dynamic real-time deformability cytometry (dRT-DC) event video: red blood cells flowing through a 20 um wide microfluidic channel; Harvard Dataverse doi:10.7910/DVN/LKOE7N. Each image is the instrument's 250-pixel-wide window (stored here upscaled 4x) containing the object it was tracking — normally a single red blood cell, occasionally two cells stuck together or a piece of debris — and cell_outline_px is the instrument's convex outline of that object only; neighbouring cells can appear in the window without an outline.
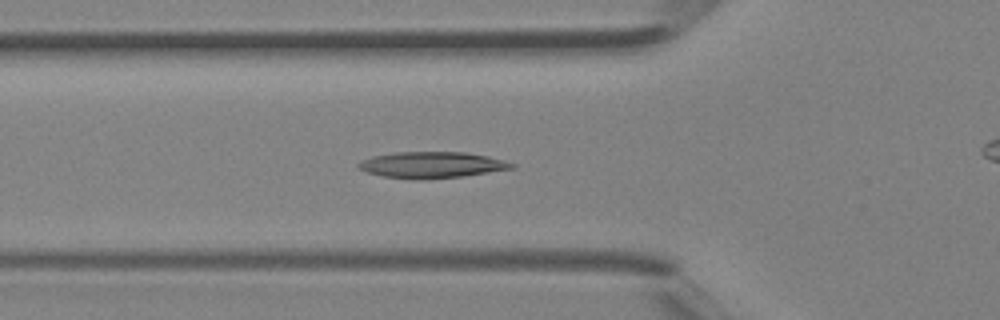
{"species": "Egyptian fruit bat (a non-hibernating species)", "species_latin": "Rousettus aegyptiacus", "temperature_condition": "room temperature", "stored_images_in_passage": 42, "camera_frame_rate_fps": 3000, "um_per_image_px": 0.085, "animal": {"sex": "female"}, "frame": {"image": 1, "passage_image": 15, "time_ms": 4.667, "image_size_px": [1000, 320], "cell_outline_px": [[516, 168], [464, 176], [420, 180], [384, 176], [368, 172], [360, 168], [356, 164], [360, 160], [372, 156], [396, 152], [464, 152], [488, 156], [504, 160], [516, 164]], "centroid_in_image_um": [36.73, 14.01], "position_along_channel_um": 89.1, "area_um2": 23.47}}
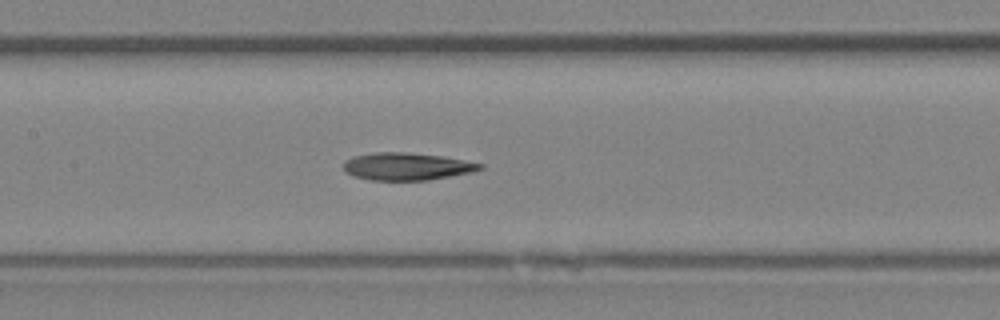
{"frame": {"image": 2, "passage_image": 20, "time_ms": 6.333, "image_size_px": [1000, 320], "cell_outline_px": [[484, 168], [472, 172], [428, 180], [372, 180], [352, 176], [344, 168], [344, 164], [352, 156], [376, 152], [404, 152], [444, 156], [484, 164]], "centroid_in_image_um": [34.61, 14.14], "position_along_channel_um": 172.8, "area_um2": 21.73}}
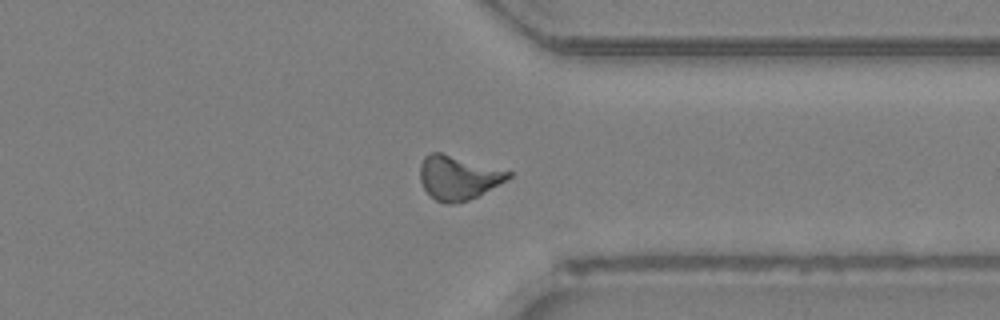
{"frame": {"image": 3, "passage_image": 32, "time_ms": 10.333, "image_size_px": [1000, 320], "cell_outline_px": [[512, 176], [476, 196], [468, 200], [452, 204], [444, 204], [436, 200], [424, 188], [420, 180], [420, 164], [424, 156], [432, 152], [440, 152], [512, 172]], "centroid_in_image_um": [38.89, 15.09], "position_along_channel_um": 372.5, "area_um2": 22.2}}